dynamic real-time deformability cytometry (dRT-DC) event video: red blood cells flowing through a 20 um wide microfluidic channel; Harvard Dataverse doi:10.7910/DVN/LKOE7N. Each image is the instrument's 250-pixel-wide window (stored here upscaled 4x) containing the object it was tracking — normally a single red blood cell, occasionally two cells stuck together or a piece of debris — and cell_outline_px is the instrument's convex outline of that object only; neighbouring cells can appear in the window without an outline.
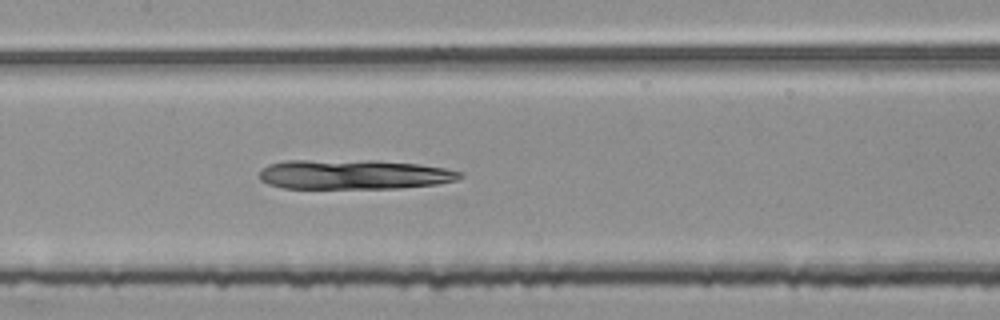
{"species": "common noctule bat (a hibernating species)", "species_latin": "Nyctalus noctula", "temperature_condition": "room temperature", "stored_images_in_passage": 54, "camera_frame_rate_fps": 3000, "um_per_image_px": 0.085, "animal": {"sex": "female", "body_mass_g": 25.1}, "frame": {"image": 1, "passage_image": 26, "time_ms": 8.333, "image_size_px": [1000, 320], "cell_outline_px": [[464, 176], [456, 180], [436, 184], [400, 188], [284, 188], [268, 184], [260, 180], [260, 168], [268, 164], [284, 160], [376, 160], [420, 164], [444, 168], [460, 172]], "centroid_in_image_um": [30.04, 14.82], "position_along_channel_um": 177.4, "area_um2": 34.91}}
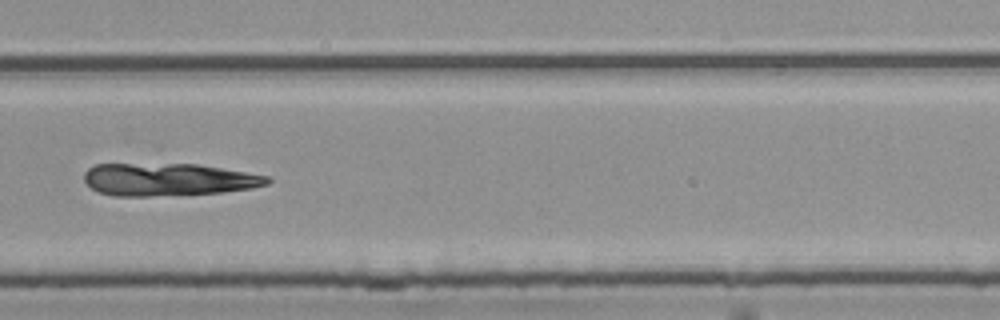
{"frame": {"image": 2, "passage_image": 37, "time_ms": 12.0, "image_size_px": [1000, 320], "cell_outline_px": [[272, 180], [268, 184], [252, 188], [224, 192], [148, 196], [112, 196], [100, 192], [92, 188], [84, 180], [84, 172], [88, 168], [96, 164], [196, 164], [268, 176]], "centroid_in_image_um": [14.29, 15.26], "position_along_channel_um": 315.5, "area_um2": 34.56}}
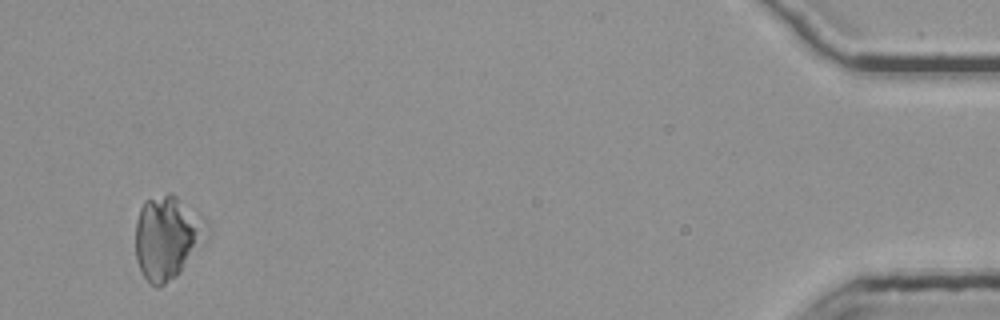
{"frame": {"image": 3, "passage_image": 52, "time_ms": 17.0, "image_size_px": [1000, 320], "cell_outline_px": [[212, 232], [208, 240], [180, 272], [176, 276], [160, 288], [156, 288], [144, 276], [136, 260], [136, 220], [140, 208], [144, 200], [168, 192], [172, 192], [208, 224], [212, 228]], "centroid_in_image_um": [14.25, 20.18], "position_along_channel_um": 420.9, "area_um2": 35.14}}